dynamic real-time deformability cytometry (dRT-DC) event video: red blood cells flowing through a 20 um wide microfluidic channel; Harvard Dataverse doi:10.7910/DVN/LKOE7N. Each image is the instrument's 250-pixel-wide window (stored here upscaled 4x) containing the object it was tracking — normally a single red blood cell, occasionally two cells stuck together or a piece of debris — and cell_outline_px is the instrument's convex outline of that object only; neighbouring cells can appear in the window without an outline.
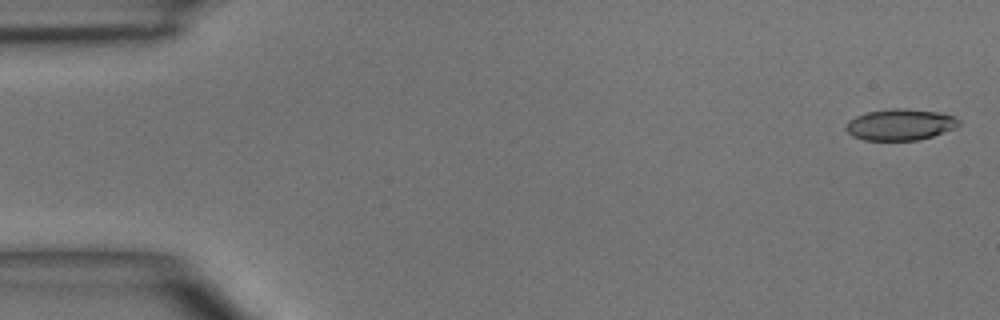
{"species": "common noctule bat (a hibernating species)", "species_latin": "Nyctalus noctula", "temperature_condition": "room temperature", "stored_images_in_passage": 6, "camera_frame_rate_fps": 3000, "um_per_image_px": 0.085, "animal": {"sex": "male", "body_mass_g": 15.6}, "frame": {"image": 1, "passage_image": 1, "time_ms": 0.0, "image_size_px": [1000, 320], "cell_outline_px": [[960, 124], [956, 128], [920, 140], [864, 140], [852, 136], [844, 128], [844, 124], [848, 120], [856, 116], [868, 112], [892, 108], [904, 108], [940, 112], [952, 116], [960, 120]], "centroid_in_image_um": [76.5, 10.59], "position_along_channel_um": 8.5, "area_um2": 20.75}}
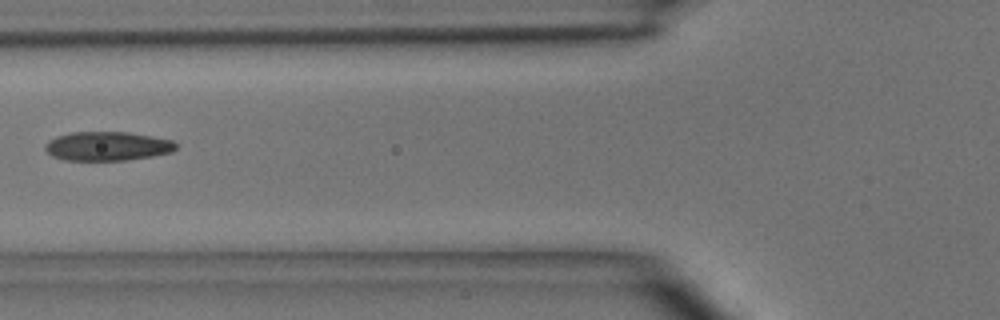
{"frame": {"image": 2, "passage_image": 5, "time_ms": 5.667, "image_size_px": [1000, 320], "cell_outline_px": [[176, 148], [172, 152], [152, 156], [124, 160], [64, 160], [52, 156], [44, 148], [44, 144], [48, 140], [56, 136], [72, 132], [128, 132], [152, 136], [172, 140], [176, 144]], "centroid_in_image_um": [9.1, 12.42], "position_along_channel_um": 116.7, "area_um2": 22.14}}
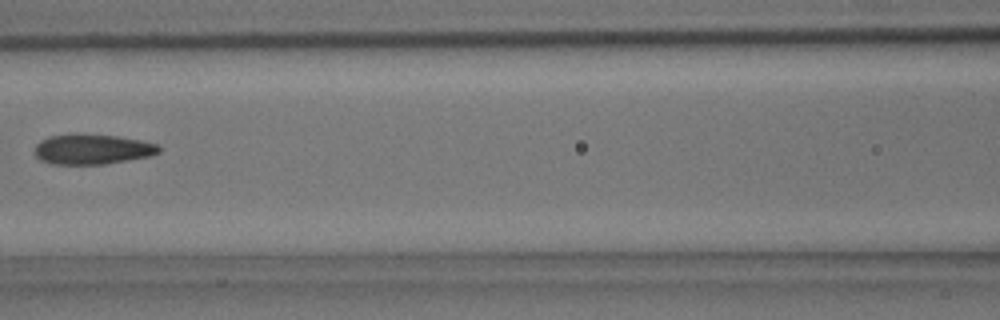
{"frame": {"image": 3, "passage_image": 6, "time_ms": 6.667, "image_size_px": [1000, 320], "cell_outline_px": [[160, 152], [148, 156], [104, 164], [52, 164], [40, 160], [32, 152], [36, 144], [40, 140], [48, 136], [76, 132], [116, 136], [140, 140], [156, 144], [160, 148]], "centroid_in_image_um": [7.75, 12.66], "position_along_channel_um": 158.8, "area_um2": 22.14}}